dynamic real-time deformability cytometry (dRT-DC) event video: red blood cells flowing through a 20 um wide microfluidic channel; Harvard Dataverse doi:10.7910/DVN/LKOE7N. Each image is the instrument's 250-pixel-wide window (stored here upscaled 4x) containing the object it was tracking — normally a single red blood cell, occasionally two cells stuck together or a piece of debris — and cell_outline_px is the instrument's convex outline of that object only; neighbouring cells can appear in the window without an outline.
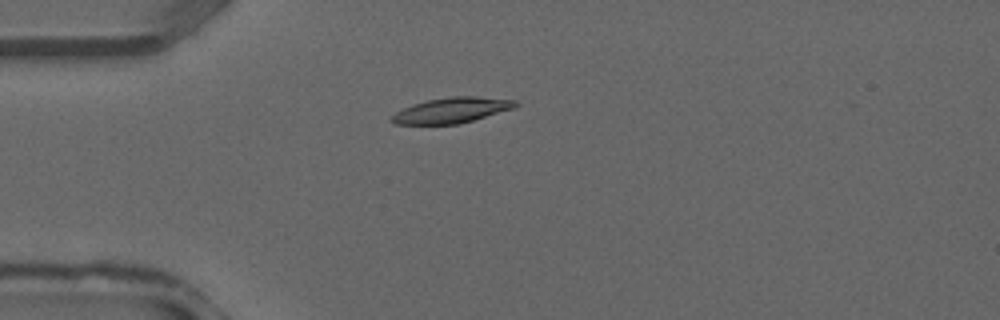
{"species": "common noctule bat (a hibernating species)", "species_latin": "Nyctalus noctula", "temperature_condition": "warm", "stored_images_in_passage": 23, "camera_frame_rate_fps": 3000, "um_per_image_px": 0.085, "animal": {"sex": "male", "forearm_length_mm": 52.5}, "frame": {"image": 1, "passage_image": 1, "time_ms": 0.0, "image_size_px": [1000, 320], "cell_outline_px": [[520, 104], [512, 108], [472, 120], [456, 124], [396, 124], [388, 120], [396, 112], [412, 104], [428, 100], [452, 96], [476, 96], [516, 100]], "centroid_in_image_um": [38.36, 9.36], "position_along_channel_um": 46.6, "area_um2": 18.09}}
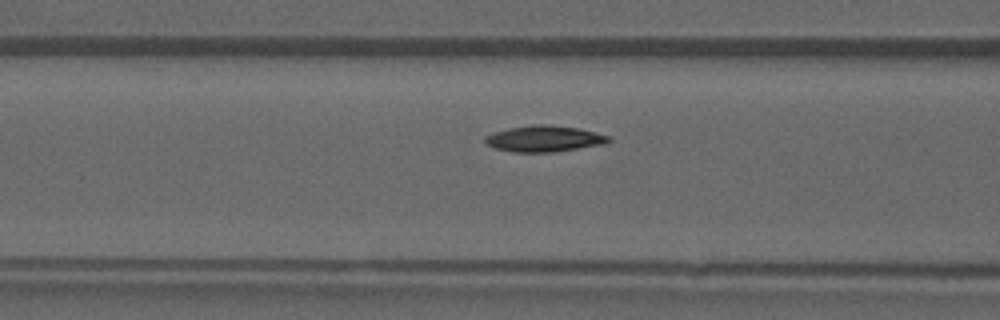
{"frame": {"image": 2, "passage_image": 6, "time_ms": 1.667, "image_size_px": [1000, 320], "cell_outline_px": [[612, 140], [608, 144], [552, 152], [512, 152], [492, 148], [484, 140], [484, 136], [508, 128], [532, 124], [548, 124], [580, 128], [612, 136]], "centroid_in_image_um": [46.31, 11.79], "position_along_channel_um": 120.3, "area_um2": 19.19}}
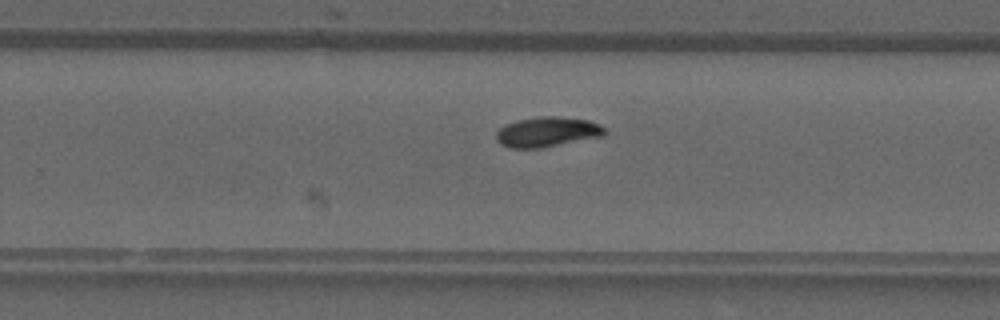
{"frame": {"image": 3, "passage_image": 15, "time_ms": 4.667, "image_size_px": [1000, 320], "cell_outline_px": [[604, 136], [540, 148], [508, 148], [500, 144], [496, 140], [496, 132], [504, 124], [516, 120], [540, 116], [560, 116], [588, 120], [600, 124], [604, 128]], "centroid_in_image_um": [46.48, 11.21], "position_along_channel_um": 283.3, "area_um2": 19.13}}